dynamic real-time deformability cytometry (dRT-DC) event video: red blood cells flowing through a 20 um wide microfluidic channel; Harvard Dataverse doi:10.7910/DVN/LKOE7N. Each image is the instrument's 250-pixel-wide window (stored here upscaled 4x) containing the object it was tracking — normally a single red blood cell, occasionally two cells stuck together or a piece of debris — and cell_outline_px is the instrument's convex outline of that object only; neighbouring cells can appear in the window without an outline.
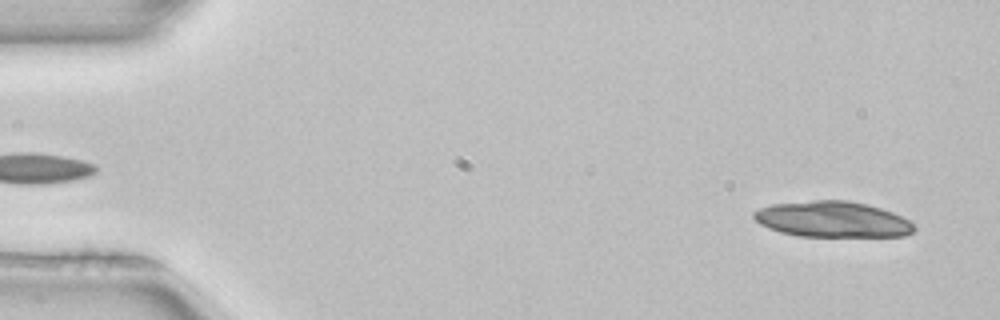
{"species": "common noctule bat (a hibernating species)", "species_latin": "Nyctalus noctula", "temperature_condition": "room temperature", "stored_images_in_passage": 38, "camera_frame_rate_fps": 3000, "um_per_image_px": 0.085, "animal": {"sex": "female", "body_mass_g": 22.7, "forearm_length_mm": 54.2}, "frame": {"image": 1, "passage_image": 2, "time_ms": 0.333, "image_size_px": [1000, 320], "cell_outline_px": [[916, 228], [912, 232], [904, 236], [800, 236], [780, 232], [768, 228], [760, 224], [752, 216], [752, 212], [760, 208], [772, 204], [812, 200], [848, 200], [868, 204], [892, 212], [908, 220]], "centroid_in_image_um": [70.73, 18.64], "position_along_channel_um": 14.3, "area_um2": 33.47}, "authors_computed_cell_mechanics": {"area_um2": 19.363, "velocity_mm_per_s": 3.9857, "shape_relaxation_time_tau1_ms": 6.7235, "shape_relaxation_time_tau2_ms": null, "deformation_change_tau1": 0.1722, "deformation_change_tau2": null}}